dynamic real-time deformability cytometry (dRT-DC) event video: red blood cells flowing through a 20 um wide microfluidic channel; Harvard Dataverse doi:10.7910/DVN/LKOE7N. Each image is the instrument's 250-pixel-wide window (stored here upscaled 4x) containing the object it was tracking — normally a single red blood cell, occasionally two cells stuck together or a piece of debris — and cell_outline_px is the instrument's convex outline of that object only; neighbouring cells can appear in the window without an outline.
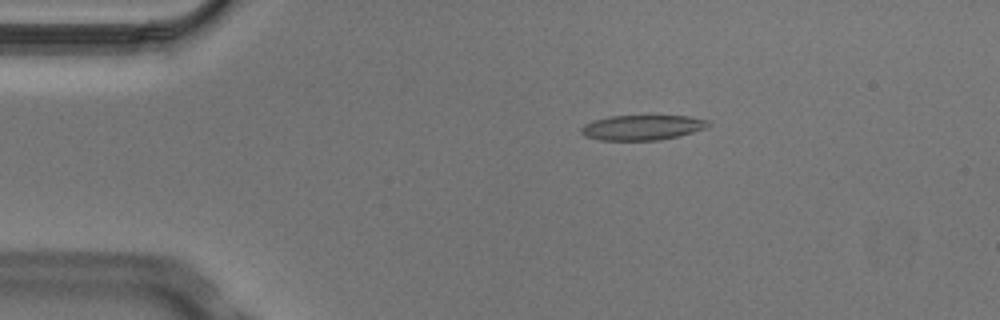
{"species": "Egyptian fruit bat (a non-hibernating species)", "species_latin": "Rousettus aegyptiacus", "temperature_condition": "cold", "stored_images_in_passage": 8, "camera_frame_rate_fps": 3000, "um_per_image_px": 0.085, "animal": {"sex": "male"}, "frame": {"image": 1, "passage_image": 3, "time_ms": 0.667, "image_size_px": [1000, 320], "cell_outline_px": [[712, 124], [704, 128], [680, 136], [660, 140], [600, 140], [584, 136], [580, 132], [580, 128], [584, 124], [592, 120], [612, 116], [688, 116], [708, 120]], "centroid_in_image_um": [54.57, 10.84], "position_along_channel_um": 30.4, "area_um2": 18.61}}
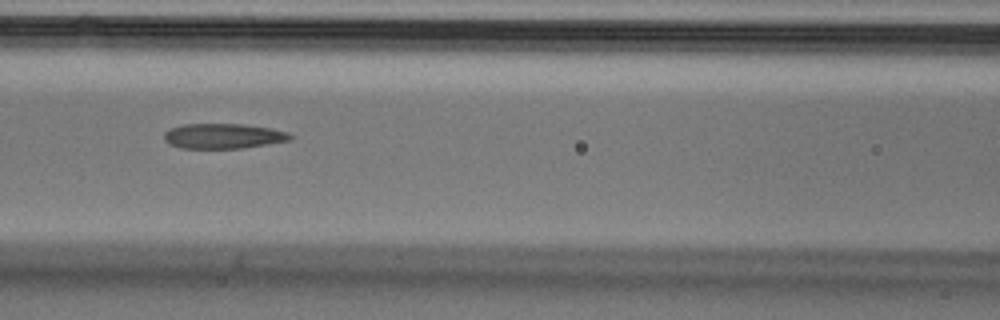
{"frame": {"image": 2, "passage_image": 6, "time_ms": 1.667, "image_size_px": [1000, 320], "cell_outline_px": [[292, 136], [288, 140], [268, 144], [240, 148], [180, 148], [168, 144], [164, 140], [164, 132], [172, 128], [184, 124], [244, 124], [272, 128], [284, 132]], "centroid_in_image_um": [18.92, 11.56], "position_along_channel_um": 147.7, "area_um2": 18.26}}
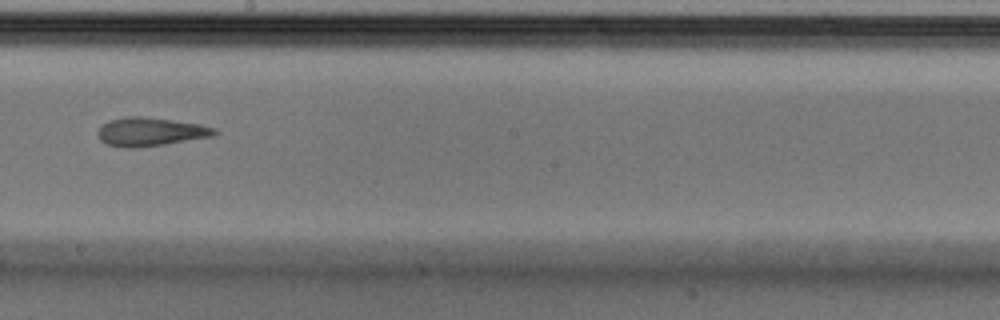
{"frame": {"image": 3, "passage_image": 8, "time_ms": 2.333, "image_size_px": [1000, 320], "cell_outline_px": [[220, 132], [212, 136], [164, 144], [136, 148], [124, 148], [108, 144], [100, 140], [96, 132], [100, 124], [108, 120], [128, 116], [144, 116], [200, 124], [216, 128]], "centroid_in_image_um": [12.74, 11.19], "position_along_channel_um": 235.5, "area_um2": 19.59}}